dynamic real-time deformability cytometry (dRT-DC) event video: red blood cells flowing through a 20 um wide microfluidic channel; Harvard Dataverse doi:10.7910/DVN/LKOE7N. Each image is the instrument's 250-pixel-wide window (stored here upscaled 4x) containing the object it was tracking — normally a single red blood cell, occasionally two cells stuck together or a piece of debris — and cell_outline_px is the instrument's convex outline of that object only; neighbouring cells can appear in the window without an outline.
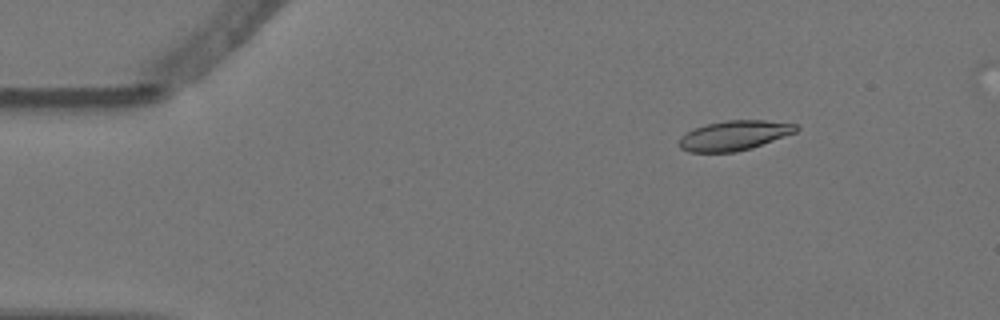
{"species": "Egyptian fruit bat (a non-hibernating species)", "species_latin": "Rousettus aegyptiacus", "temperature_condition": "warm", "stored_images_in_passage": 6, "camera_frame_rate_fps": 3000, "um_per_image_px": 0.085, "animal": {"sex": "female"}, "frame": {"image": 1, "passage_image": 3, "time_ms": 0.667, "image_size_px": [1000, 320], "cell_outline_px": [[800, 128], [796, 132], [752, 148], [736, 152], [688, 152], [680, 148], [680, 136], [692, 128], [708, 124], [728, 120], [764, 120], [796, 124]], "centroid_in_image_um": [62.4, 11.52], "position_along_channel_um": 22.6, "area_um2": 20.29}}
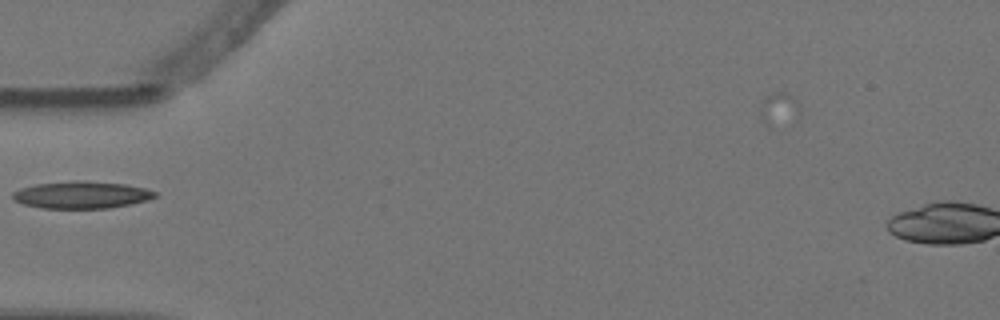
{"frame": {"image": 2, "passage_image": 6, "time_ms": 1.667, "image_size_px": [1000, 320], "cell_outline_px": [[156, 196], [148, 200], [132, 204], [108, 208], [40, 208], [24, 204], [16, 200], [12, 196], [12, 192], [20, 188], [36, 184], [72, 180], [84, 180], [124, 184], [144, 188], [156, 192]], "centroid_in_image_um": [6.92, 16.56], "position_along_channel_um": 78.1, "area_um2": 22.54}}